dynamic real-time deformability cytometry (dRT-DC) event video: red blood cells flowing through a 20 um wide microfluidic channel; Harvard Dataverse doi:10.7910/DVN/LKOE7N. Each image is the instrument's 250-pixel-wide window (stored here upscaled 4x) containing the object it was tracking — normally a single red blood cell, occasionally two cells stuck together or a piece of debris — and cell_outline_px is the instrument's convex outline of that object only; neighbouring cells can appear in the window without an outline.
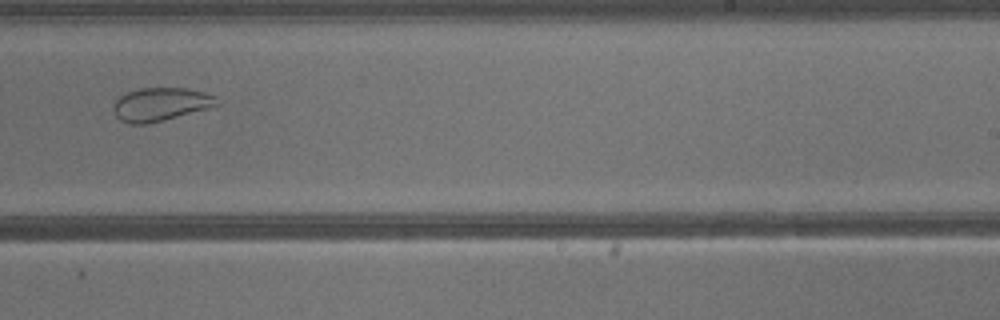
{"species": "common noctule bat (a hibernating species)", "species_latin": "Nyctalus noctula", "temperature_condition": "warm", "stored_images_in_passage": 35, "camera_frame_rate_fps": 3000, "um_per_image_px": 0.085, "animal": {"sex": "male", "body_mass_g": 13.3}, "frame": {"image": 1, "passage_image": 20, "time_ms": 6.333, "image_size_px": [1000, 320], "cell_outline_px": [[220, 104], [208, 108], [164, 120], [144, 124], [128, 124], [120, 120], [116, 116], [112, 108], [112, 104], [120, 96], [128, 92], [140, 88], [184, 88], [204, 92], [216, 96], [220, 100]], "centroid_in_image_um": [13.64, 8.87], "position_along_channel_um": 275.4, "area_um2": 20.11}}
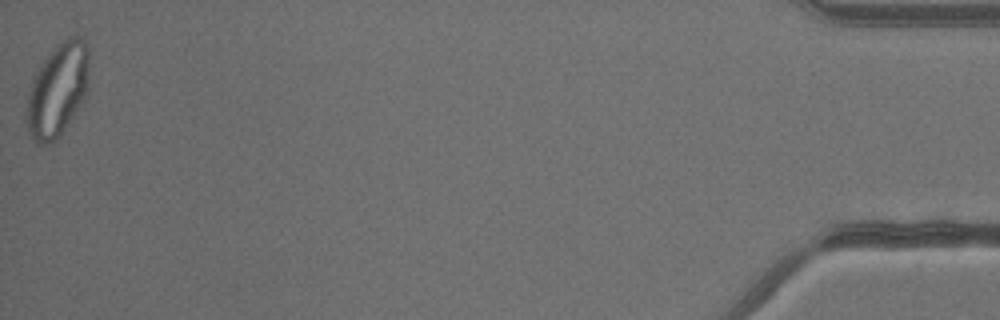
{"frame": {"image": 2, "passage_image": 35, "time_ms": 11.333, "image_size_px": [1000, 320], "cell_outline_px": [[88, 88], [84, 96], [72, 116], [60, 132], [48, 144], [36, 144], [32, 140], [28, 132], [28, 92], [32, 80], [44, 60], [52, 48], [56, 44], [72, 36], [80, 36], [84, 40], [88, 48]], "centroid_in_image_um": [4.9, 7.59], "position_along_channel_um": 430.3, "area_um2": 33.0}}